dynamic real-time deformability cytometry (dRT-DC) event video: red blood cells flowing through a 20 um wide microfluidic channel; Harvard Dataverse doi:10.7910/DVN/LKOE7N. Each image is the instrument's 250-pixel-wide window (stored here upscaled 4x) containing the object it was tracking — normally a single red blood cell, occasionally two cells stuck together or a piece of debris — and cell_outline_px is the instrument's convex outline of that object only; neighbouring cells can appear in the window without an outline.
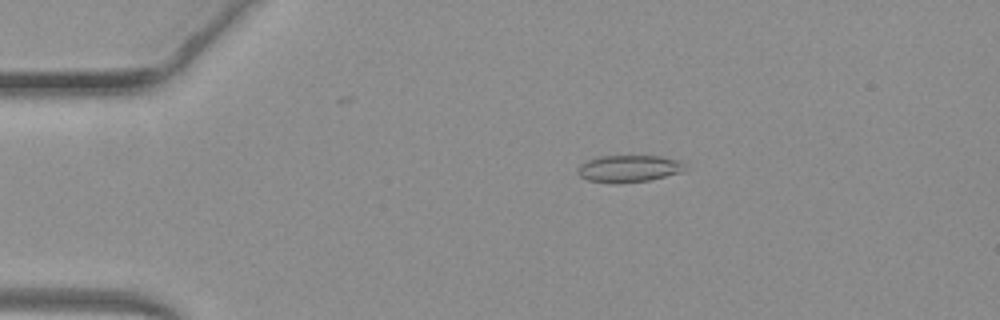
{"species": "common noctule bat (a hibernating species)", "species_latin": "Nyctalus noctula", "temperature_condition": "warm", "stored_images_in_passage": 43, "camera_frame_rate_fps": 3000, "um_per_image_px": 0.085, "animal": {"sex": "female", "body_mass_g": 19.3, "forearm_length_mm": 54.1}, "frame": {"image": 1, "passage_image": 3, "time_ms": 0.667, "image_size_px": [1000, 320], "cell_outline_px": [[680, 172], [648, 180], [588, 180], [580, 176], [576, 172], [580, 164], [596, 156], [660, 156], [680, 160]], "centroid_in_image_um": [53.38, 14.27], "position_along_channel_um": 31.6, "area_um2": 15.72}}
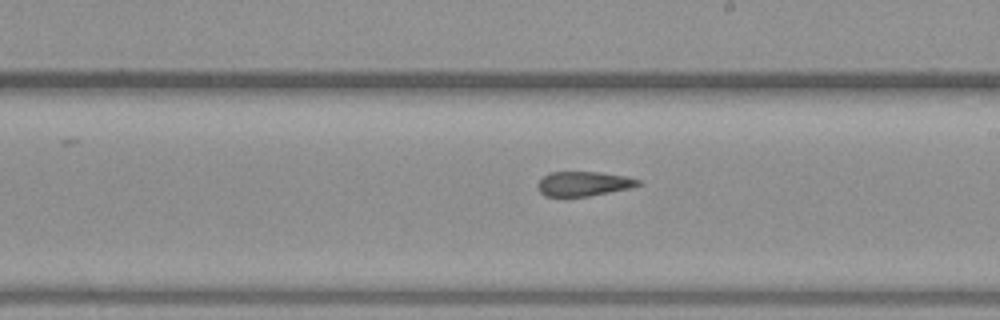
{"frame": {"image": 2, "passage_image": 22, "time_ms": 7.0, "image_size_px": [1000, 320], "cell_outline_px": [[644, 184], [632, 188], [588, 196], [544, 196], [540, 192], [536, 184], [548, 172], [600, 172], [624, 176], [640, 180]], "centroid_in_image_um": [49.62, 15.62], "position_along_channel_um": 239.4, "area_um2": 14.45}}
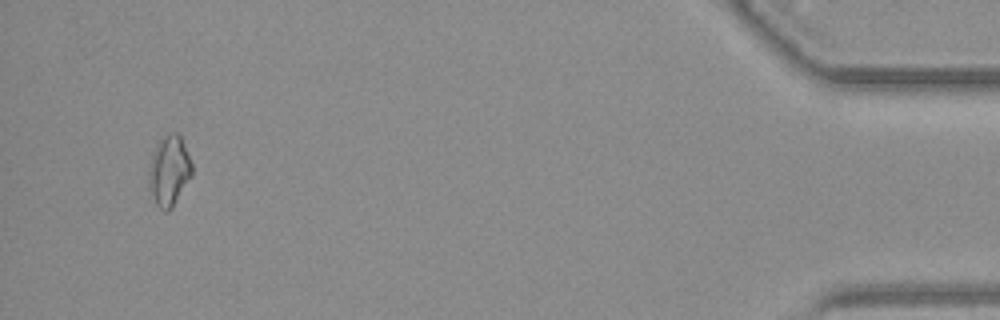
{"frame": {"image": 3, "passage_image": 41, "time_ms": 13.333, "image_size_px": [1000, 320], "cell_outline_px": [[192, 176], [172, 208], [168, 212], [164, 212], [156, 204], [152, 196], [148, 180], [148, 172], [152, 156], [156, 144], [164, 136], [172, 132], [176, 132], [180, 136], [192, 164]], "centroid_in_image_um": [14.37, 14.54], "position_along_channel_um": 420.8, "area_um2": 17.57}, "authors_computed_cell_mechanics": {"area_um2": 15.6638, "velocity_mm_per_s": 4.1204, "shape_relaxation_time_tau1_ms": null, "shape_relaxation_time_tau2_ms": 3.6285, "deformation_change_tau1": null, "deformation_change_tau2": 0.1356}}